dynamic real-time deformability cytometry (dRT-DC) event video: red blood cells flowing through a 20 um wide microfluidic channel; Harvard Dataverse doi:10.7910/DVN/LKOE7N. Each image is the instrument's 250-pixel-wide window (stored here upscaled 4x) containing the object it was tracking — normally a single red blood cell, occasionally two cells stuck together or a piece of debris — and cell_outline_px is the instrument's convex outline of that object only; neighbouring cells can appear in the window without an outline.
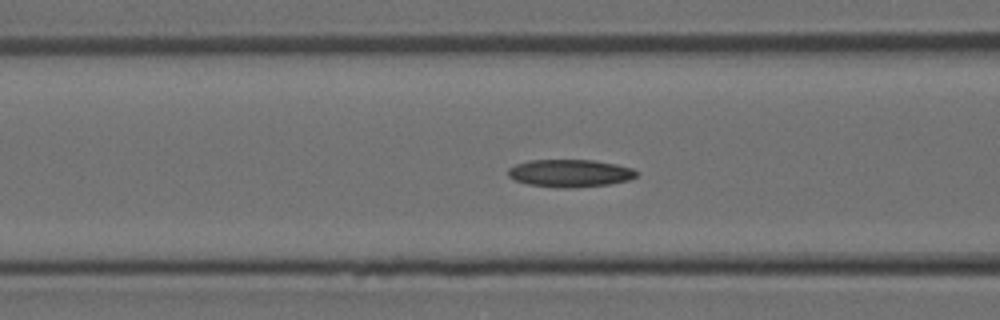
{"species": "Egyptian fruit bat (a non-hibernating species)", "species_latin": "Rousettus aegyptiacus", "temperature_condition": "room temperature", "stored_images_in_passage": 43, "camera_frame_rate_fps": 3000, "um_per_image_px": 0.085, "animal": {"sex": "female"}, "frame": {"image": 1, "passage_image": 16, "time_ms": 5.0, "image_size_px": [1000, 320], "cell_outline_px": [[640, 172], [636, 176], [628, 180], [608, 184], [568, 188], [556, 188], [528, 184], [512, 180], [508, 176], [508, 168], [516, 164], [528, 160], [592, 160], [616, 164], [632, 168]], "centroid_in_image_um": [48.42, 14.72], "position_along_channel_um": 118.2, "area_um2": 20.75}}
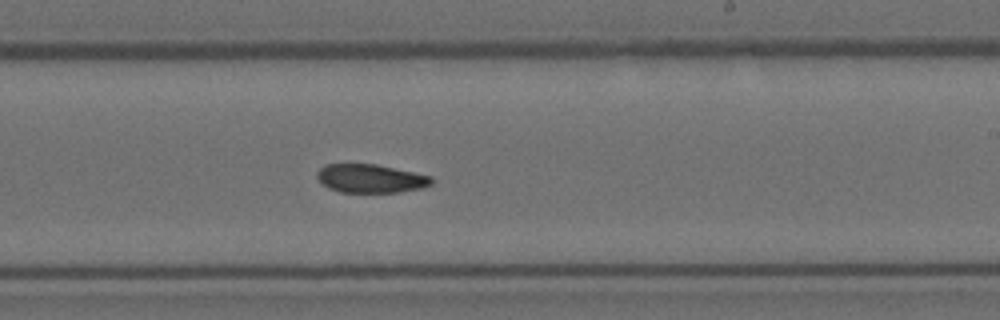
{"frame": {"image": 2, "passage_image": 25, "time_ms": 8.0, "image_size_px": [1000, 320], "cell_outline_px": [[432, 184], [420, 188], [396, 192], [340, 192], [328, 188], [320, 184], [316, 176], [316, 172], [324, 164], [376, 164], [432, 176]], "centroid_in_image_um": [31.44, 15.17], "position_along_channel_um": 257.6, "area_um2": 19.07}}
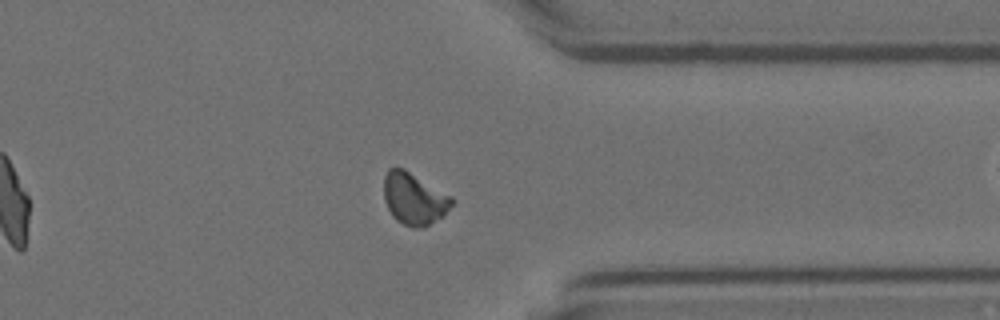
{"frame": {"image": 3, "passage_image": 33, "time_ms": 10.667, "image_size_px": [1000, 320], "cell_outline_px": [[456, 200], [440, 216], [428, 224], [420, 228], [412, 228], [396, 220], [392, 216], [384, 200], [384, 176], [388, 168], [404, 168], [452, 196]], "centroid_in_image_um": [35.17, 16.86], "position_along_channel_um": 376.2, "area_um2": 20.35}}